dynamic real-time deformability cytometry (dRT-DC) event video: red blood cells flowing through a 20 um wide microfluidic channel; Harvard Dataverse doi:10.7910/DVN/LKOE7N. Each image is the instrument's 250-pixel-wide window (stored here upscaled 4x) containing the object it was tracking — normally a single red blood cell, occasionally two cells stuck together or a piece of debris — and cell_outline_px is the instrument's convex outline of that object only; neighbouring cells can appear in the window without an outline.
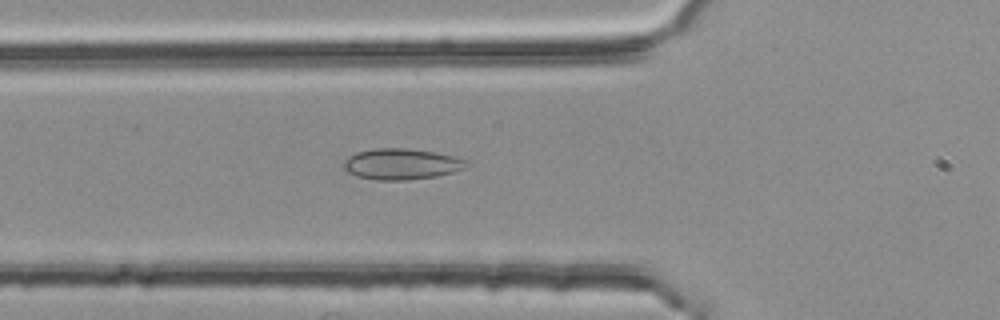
{"species": "common noctule bat (a hibernating species)", "species_latin": "Nyctalus noctula", "temperature_condition": "room temperature", "stored_images_in_passage": 16, "camera_frame_rate_fps": 3000, "um_per_image_px": 0.085, "animal": {"sex": "female", "body_mass_g": 25.1}, "frame": {"image": 1, "passage_image": 3, "time_ms": 0.667, "image_size_px": [1000, 320], "cell_outline_px": [[472, 164], [464, 168], [452, 172], [436, 176], [408, 180], [376, 180], [356, 176], [348, 172], [344, 168], [344, 160], [348, 156], [356, 152], [372, 148], [408, 148], [432, 152], [452, 156], [468, 160]], "centroid_in_image_um": [34.11, 13.94], "position_along_channel_um": 91.7, "area_um2": 22.25}}
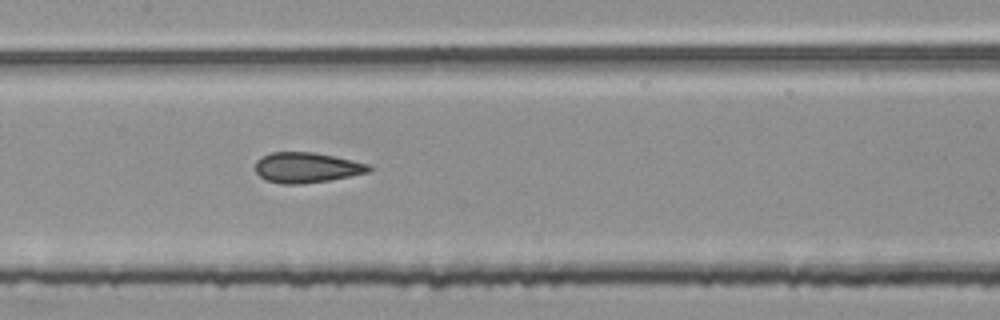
{"frame": {"image": 2, "passage_image": 10, "time_ms": 3.0, "image_size_px": [1000, 320], "cell_outline_px": [[372, 168], [368, 172], [328, 180], [300, 184], [280, 184], [268, 180], [260, 176], [256, 172], [256, 160], [260, 156], [272, 152], [312, 152], [372, 164]], "centroid_in_image_um": [26.05, 14.23], "position_along_channel_um": 181.4, "area_um2": 19.94}}
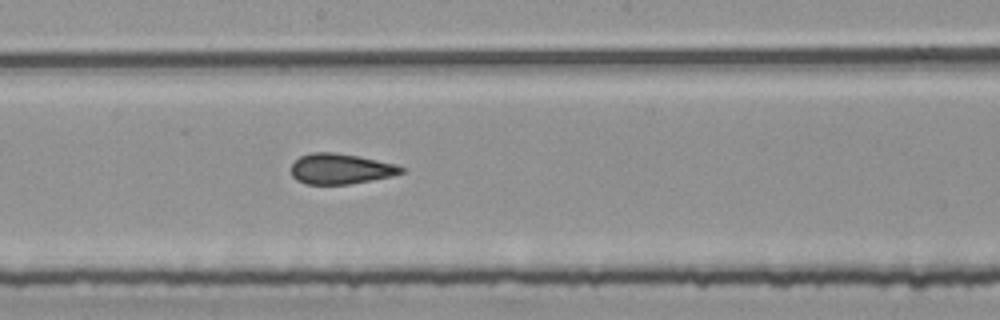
{"frame": {"image": 3, "passage_image": 13, "time_ms": 4.0, "image_size_px": [1000, 320], "cell_outline_px": [[408, 172], [392, 176], [348, 184], [304, 184], [296, 180], [292, 176], [292, 164], [300, 156], [312, 152], [332, 152], [360, 156], [396, 164], [404, 168]], "centroid_in_image_um": [28.98, 14.35], "position_along_channel_um": 219.2, "area_um2": 19.65}}